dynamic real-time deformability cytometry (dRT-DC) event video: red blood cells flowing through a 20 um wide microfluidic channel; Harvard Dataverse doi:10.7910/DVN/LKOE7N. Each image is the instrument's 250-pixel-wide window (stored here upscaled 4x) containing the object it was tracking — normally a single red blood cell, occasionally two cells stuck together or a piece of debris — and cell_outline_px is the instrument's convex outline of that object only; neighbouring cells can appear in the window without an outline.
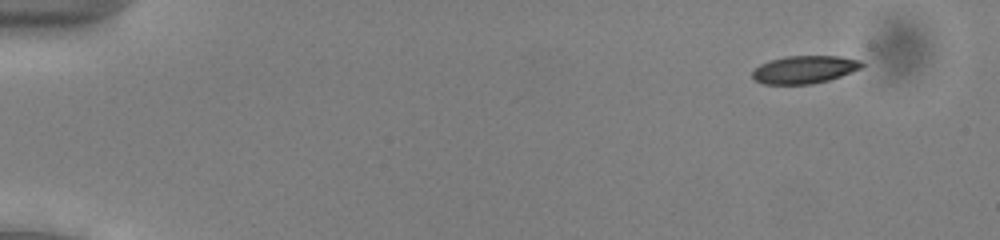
{"species": "common noctule bat (a hibernating species)", "species_latin": "Nyctalus noctula", "temperature_condition": "cold", "stored_images_in_passage": 49, "camera_frame_rate_fps": 3000, "um_per_image_px": 0.085, "animal": {"sex": "male", "body_mass_g": 13.0, "forearm_length_mm": 53.1}, "frame": {"image": 1, "passage_image": 1, "time_ms": 0.0, "image_size_px": [1000, 240], "cell_outline_px": [[864, 64], [860, 68], [840, 76], [828, 80], [812, 84], [764, 84], [756, 80], [752, 76], [752, 72], [760, 64], [784, 56], [840, 56], [860, 60]], "centroid_in_image_um": [68.37, 5.91], "position_along_channel_um": 16.6, "area_um2": 17.51}}
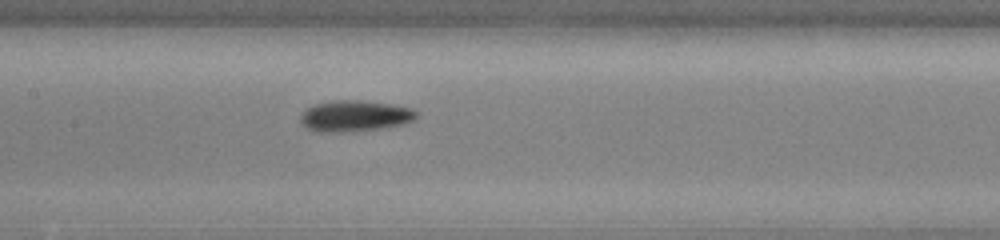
{"frame": {"image": 2, "passage_image": 23, "time_ms": 7.333, "image_size_px": [1000, 240], "cell_outline_px": [[416, 116], [412, 120], [404, 124], [380, 128], [340, 132], [316, 132], [300, 124], [300, 116], [308, 108], [316, 104], [336, 100], [360, 100], [392, 104], [412, 108], [416, 112]], "centroid_in_image_um": [30.14, 9.85], "position_along_channel_um": 177.3, "area_um2": 20.81}}
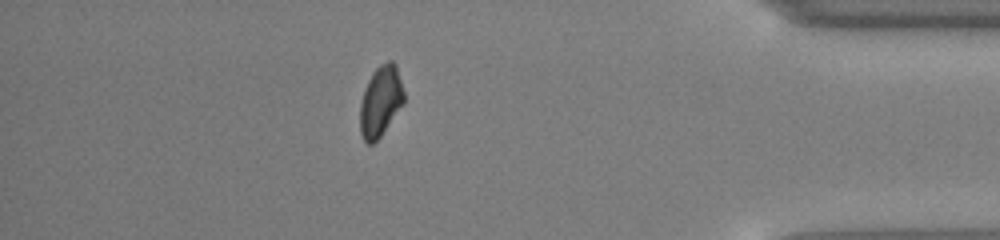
{"frame": {"image": 3, "passage_image": 43, "time_ms": 14.0, "image_size_px": [1000, 240], "cell_outline_px": [[404, 104], [380, 136], [372, 144], [368, 144], [364, 140], [360, 132], [360, 104], [368, 80], [372, 72], [380, 64], [388, 60], [392, 60], [396, 64], [404, 92]], "centroid_in_image_um": [32.36, 8.58], "position_along_channel_um": 402.8, "area_um2": 18.03}, "authors_computed_cell_mechanics": {"area_um2": 18.4382, "velocity_mm_per_s": 3.9214, "shape_relaxation_time_tau1_ms": 2.2521, "shape_relaxation_time_tau2_ms": 7.264, "deformation_change_tau1": 0.1018, "deformation_change_tau2": 0.1514}}